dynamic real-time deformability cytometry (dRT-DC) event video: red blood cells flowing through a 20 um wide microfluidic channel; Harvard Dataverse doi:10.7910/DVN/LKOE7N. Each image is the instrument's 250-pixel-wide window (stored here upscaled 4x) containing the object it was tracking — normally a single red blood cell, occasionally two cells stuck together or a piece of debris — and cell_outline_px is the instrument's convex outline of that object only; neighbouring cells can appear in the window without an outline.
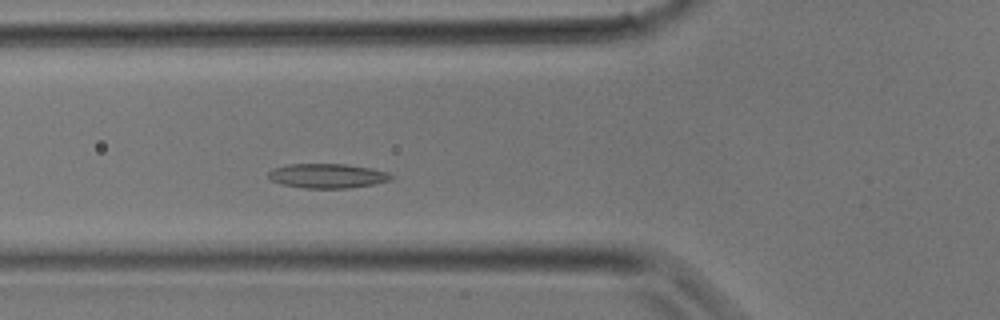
{"species": "common noctule bat (a hibernating species)", "species_latin": "Nyctalus noctula", "temperature_condition": "room temperature", "stored_images_in_passage": 27, "camera_frame_rate_fps": 3000, "um_per_image_px": 0.085, "animal": {"sex": "male", "body_mass_g": 17.9}, "frame": {"image": 1, "passage_image": 6, "time_ms": 1.667, "image_size_px": [1000, 320], "cell_outline_px": [[392, 180], [376, 184], [348, 188], [304, 188], [284, 184], [272, 180], [268, 176], [268, 172], [272, 168], [288, 164], [344, 164], [372, 168], [388, 172], [392, 176]], "centroid_in_image_um": [27.86, 14.94], "position_along_channel_um": 97.9, "area_um2": 17.51}}
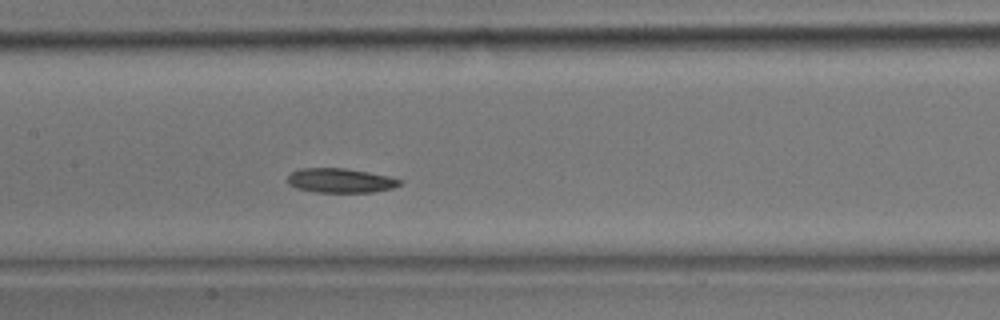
{"frame": {"image": 2, "passage_image": 10, "time_ms": 3.0, "image_size_px": [1000, 320], "cell_outline_px": [[400, 184], [392, 188], [372, 192], [316, 192], [296, 188], [288, 184], [288, 176], [292, 172], [300, 168], [344, 168], [368, 172], [388, 176], [400, 180]], "centroid_in_image_um": [28.89, 15.34], "position_along_channel_um": 178.5, "area_um2": 15.78}}
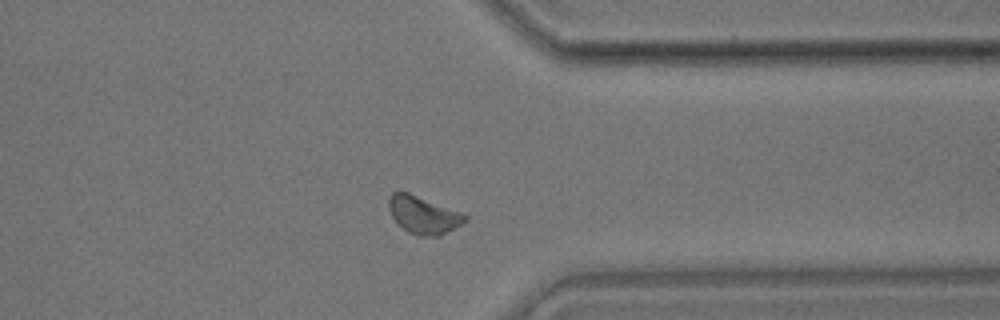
{"frame": {"image": 3, "passage_image": 20, "time_ms": 6.333, "image_size_px": [1000, 320], "cell_outline_px": [[468, 220], [436, 236], [416, 236], [408, 232], [392, 216], [388, 208], [388, 200], [392, 192], [408, 192], [460, 212], [468, 216]], "centroid_in_image_um": [35.96, 18.26], "position_along_channel_um": 375.4, "area_um2": 16.24}}